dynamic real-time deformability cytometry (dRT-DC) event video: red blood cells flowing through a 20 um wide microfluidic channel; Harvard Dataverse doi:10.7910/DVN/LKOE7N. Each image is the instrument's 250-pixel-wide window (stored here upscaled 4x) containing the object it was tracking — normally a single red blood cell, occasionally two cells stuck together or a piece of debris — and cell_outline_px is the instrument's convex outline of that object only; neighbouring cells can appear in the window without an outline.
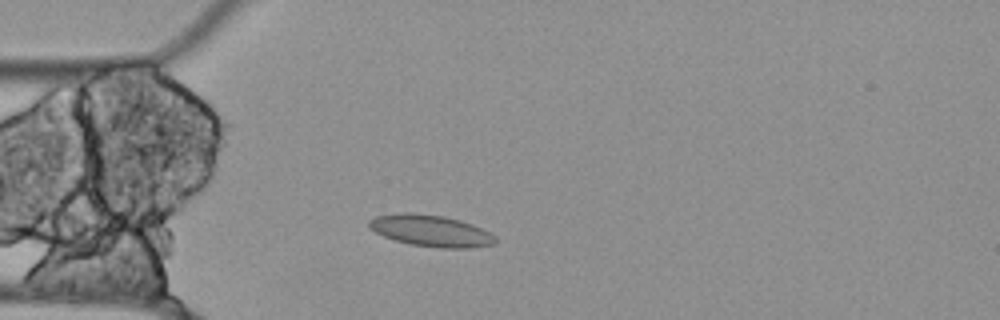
{"species": "Egyptian fruit bat (a non-hibernating species)", "species_latin": "Rousettus aegyptiacus", "temperature_condition": "cold", "stored_images_in_passage": 51, "camera_frame_rate_fps": 3000, "um_per_image_px": 0.085, "animal": {"sex": "female"}, "frame": {"image": 1, "passage_image": 10, "time_ms": 3.0, "image_size_px": [1000, 320], "cell_outline_px": [[496, 244], [468, 248], [440, 248], [412, 244], [396, 240], [384, 236], [368, 228], [368, 220], [376, 216], [404, 212], [408, 212], [444, 216], [460, 220], [472, 224], [496, 236]], "centroid_in_image_um": [36.62, 19.61], "position_along_channel_um": 48.4, "area_um2": 23.12}}
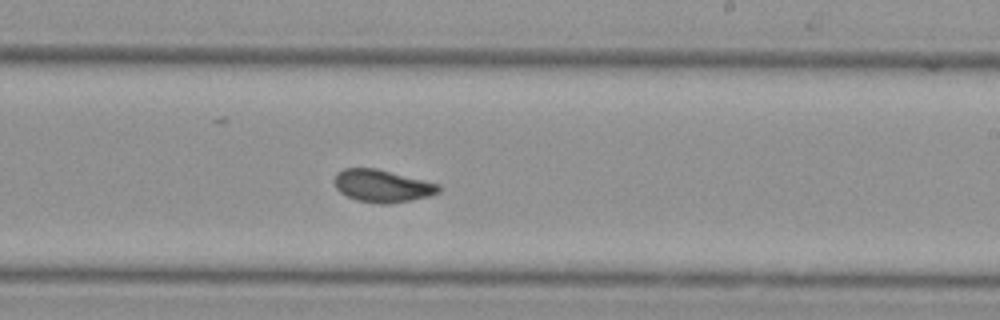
{"frame": {"image": 2, "passage_image": 28, "time_ms": 9.0, "image_size_px": [1000, 320], "cell_outline_px": [[440, 192], [432, 196], [388, 204], [380, 204], [356, 200], [340, 192], [336, 188], [336, 172], [344, 168], [376, 168], [440, 184]], "centroid_in_image_um": [32.52, 15.81], "position_along_channel_um": 256.5, "area_um2": 19.71}}
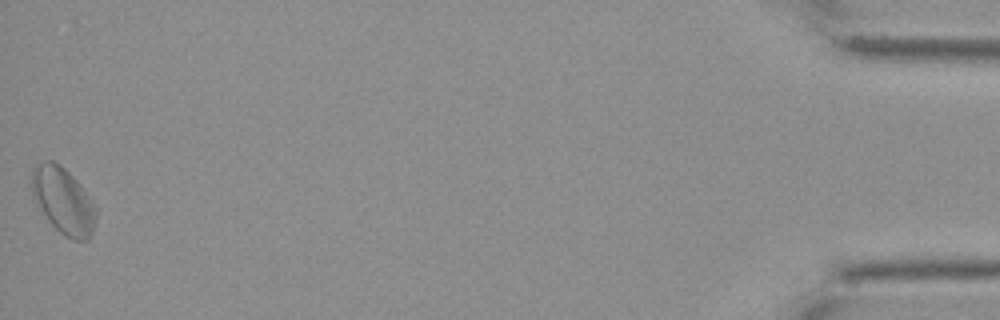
{"frame": {"image": 3, "passage_image": 51, "time_ms": 16.667, "image_size_px": [1000, 320], "cell_outline_px": [[96, 220], [92, 232], [88, 240], [72, 240], [64, 236], [48, 220], [36, 204], [32, 192], [32, 168], [36, 164], [48, 160], [52, 160], [60, 164], [80, 184], [96, 208]], "centroid_in_image_um": [5.37, 17.06], "position_along_channel_um": 429.8, "area_um2": 24.68}, "authors_computed_cell_mechanics": {"area_um2": 20.519, "velocity_mm_per_s": 3.4934, "shape_relaxation_time_tau1_ms": null, "shape_relaxation_time_tau2_ms": 2.2947, "deformation_change_tau1": null, "deformation_change_tau2": 0.0695}}